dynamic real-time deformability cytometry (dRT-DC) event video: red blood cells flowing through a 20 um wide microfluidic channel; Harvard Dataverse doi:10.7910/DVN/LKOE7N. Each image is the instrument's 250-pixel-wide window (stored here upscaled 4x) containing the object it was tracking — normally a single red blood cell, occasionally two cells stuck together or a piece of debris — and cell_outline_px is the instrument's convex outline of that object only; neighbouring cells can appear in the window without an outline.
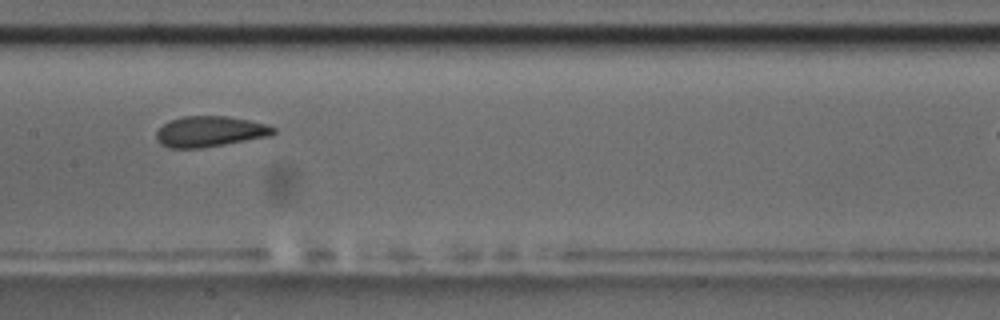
{"species": "common noctule bat (a hibernating species)", "species_latin": "Nyctalus noctula", "temperature_condition": "room temperature", "stored_images_in_passage": 10, "camera_frame_rate_fps": 3000, "um_per_image_px": 0.085, "animal": {"sex": "male", "body_mass_g": 17.5, "forearm_length_mm": 52.3}, "frame": {"image": 1, "passage_image": 7, "time_ms": 6.667, "image_size_px": [1000, 320], "cell_outline_px": [[276, 132], [268, 136], [204, 148], [168, 148], [160, 144], [156, 140], [156, 132], [164, 124], [172, 120], [184, 116], [228, 116], [248, 120], [264, 124], [276, 128]], "centroid_in_image_um": [17.81, 11.19], "position_along_channel_um": 189.6, "area_um2": 20.81}}